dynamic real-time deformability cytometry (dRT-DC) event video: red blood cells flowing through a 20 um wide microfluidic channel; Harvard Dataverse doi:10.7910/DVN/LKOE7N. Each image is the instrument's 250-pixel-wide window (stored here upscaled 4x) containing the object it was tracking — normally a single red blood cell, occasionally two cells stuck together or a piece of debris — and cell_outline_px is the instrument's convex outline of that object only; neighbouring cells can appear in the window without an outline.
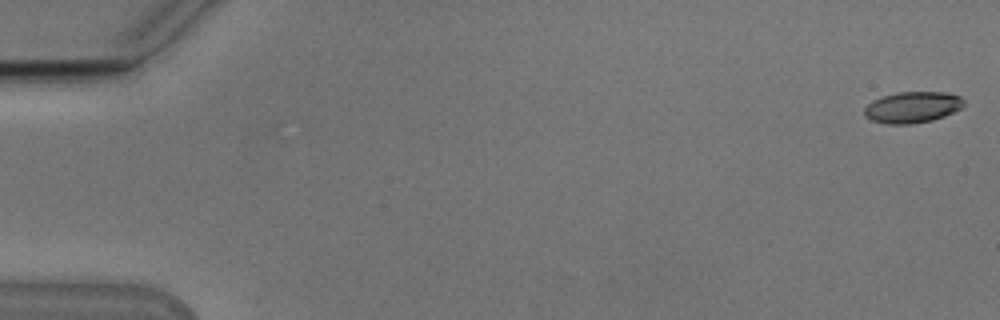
{"species": "Egyptian fruit bat (a non-hibernating species)", "species_latin": "Rousettus aegyptiacus", "temperature_condition": "cold", "stored_images_in_passage": 50, "camera_frame_rate_fps": 3000, "um_per_image_px": 0.085, "animal": {"sex": "male"}, "frame": {"image": 1, "passage_image": 1, "time_ms": 0.0, "image_size_px": [1000, 320], "cell_outline_px": [[964, 104], [960, 108], [944, 116], [932, 120], [912, 124], [888, 124], [872, 120], [864, 116], [864, 108], [872, 100], [896, 92], [944, 92], [960, 96], [964, 100]], "centroid_in_image_um": [77.54, 9.11], "position_along_channel_um": 7.5, "area_um2": 18.03}}
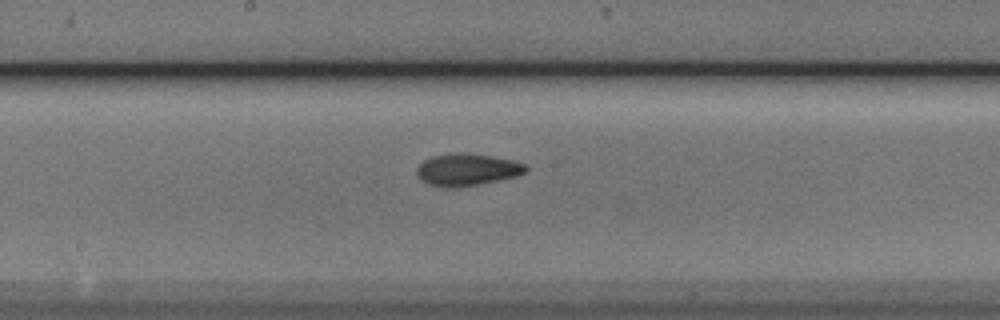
{"frame": {"image": 2, "passage_image": 29, "time_ms": 9.333, "image_size_px": [1000, 320], "cell_outline_px": [[528, 168], [524, 172], [516, 176], [456, 188], [440, 188], [428, 184], [420, 180], [416, 172], [416, 168], [424, 160], [432, 156], [456, 152], [464, 152], [512, 160], [524, 164]], "centroid_in_image_um": [39.62, 14.42], "position_along_channel_um": 208.6, "area_um2": 20.29}}
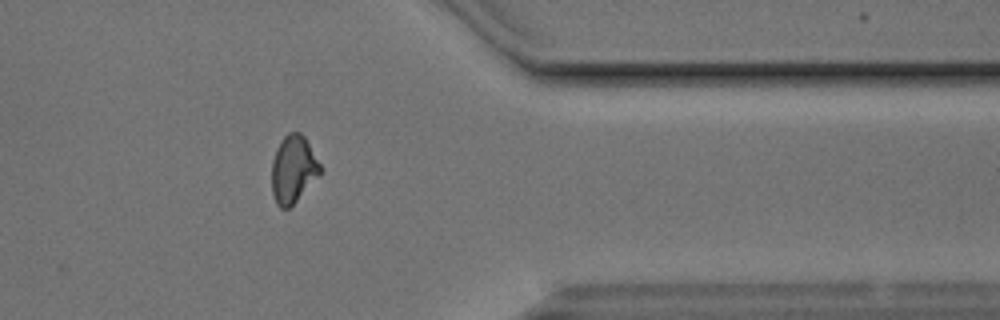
{"frame": {"image": 3, "passage_image": 44, "time_ms": 14.333, "image_size_px": [1000, 320], "cell_outline_px": [[324, 168], [296, 200], [288, 208], [280, 208], [276, 204], [272, 192], [272, 160], [276, 148], [280, 140], [288, 132], [300, 132], [304, 136]], "centroid_in_image_um": [24.92, 14.34], "position_along_channel_um": 386.5, "area_um2": 18.96}}